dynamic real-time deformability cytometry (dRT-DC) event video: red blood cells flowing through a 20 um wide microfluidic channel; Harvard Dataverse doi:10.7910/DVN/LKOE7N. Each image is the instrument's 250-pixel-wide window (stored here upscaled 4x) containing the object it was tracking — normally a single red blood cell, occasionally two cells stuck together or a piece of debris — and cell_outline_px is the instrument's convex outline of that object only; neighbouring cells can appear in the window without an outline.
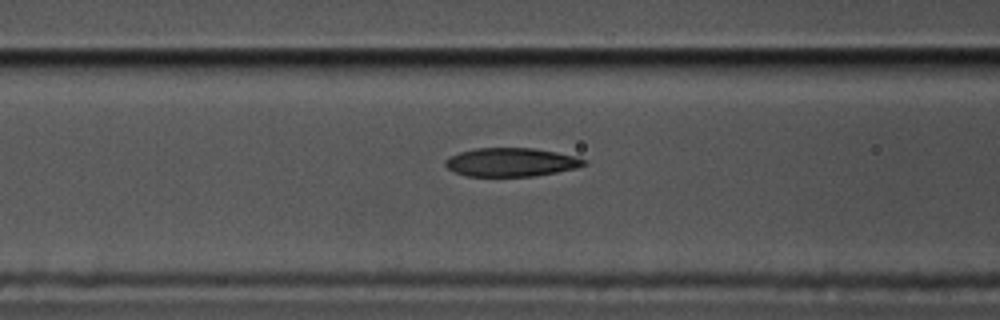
{"species": "common noctule bat (a hibernating species)", "species_latin": "Nyctalus noctula", "temperature_condition": "cold", "stored_images_in_passage": 42, "camera_frame_rate_fps": 3000, "um_per_image_px": 0.085, "animal": {"sex": "male", "body_mass_g": 17.5, "forearm_length_mm": 52.3}, "frame": {"image": 1, "passage_image": 10, "time_ms": 3.0, "image_size_px": [1000, 320], "cell_outline_px": [[588, 164], [576, 168], [556, 172], [532, 176], [464, 176], [448, 168], [444, 164], [444, 160], [460, 152], [476, 148], [536, 148], [576, 156], [588, 160]], "centroid_in_image_um": [43.48, 13.78], "position_along_channel_um": 123.1, "area_um2": 23.12}}
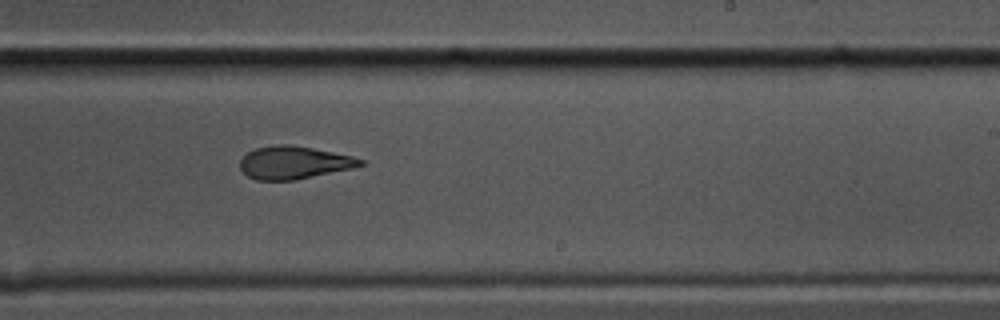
{"frame": {"image": 2, "passage_image": 22, "time_ms": 7.0, "image_size_px": [1000, 320], "cell_outline_px": [[368, 164], [352, 168], [296, 180], [256, 180], [248, 176], [240, 168], [240, 160], [248, 152], [256, 148], [276, 144], [288, 144], [312, 148], [352, 156], [364, 160]], "centroid_in_image_um": [25.0, 13.82], "position_along_channel_um": 264.0, "area_um2": 22.95}}
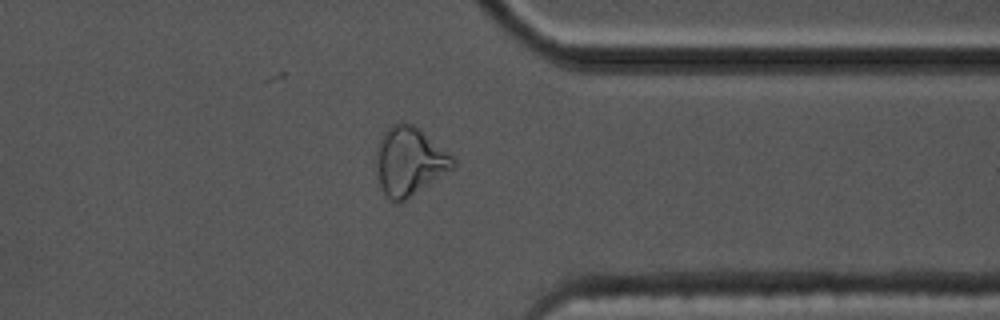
{"frame": {"image": 3, "passage_image": 32, "time_ms": 10.333, "image_size_px": [1000, 320], "cell_outline_px": [[456, 164], [452, 168], [404, 200], [396, 204], [384, 192], [380, 184], [376, 164], [376, 148], [384, 132], [392, 124], [400, 120], [412, 124], [420, 128], [452, 156], [456, 160]], "centroid_in_image_um": [34.78, 13.65], "position_along_channel_um": 376.6, "area_um2": 30.11}, "authors_computed_cell_mechanics": {"area_um2": 23.7847, "velocity_mm_per_s": 3.5258, "shape_relaxation_time_tau1_ms": 9.4615, "shape_relaxation_time_tau2_ms": 3.0393, "deformation_change_tau1": 0.2253, "deformation_change_tau2": 0.114}}